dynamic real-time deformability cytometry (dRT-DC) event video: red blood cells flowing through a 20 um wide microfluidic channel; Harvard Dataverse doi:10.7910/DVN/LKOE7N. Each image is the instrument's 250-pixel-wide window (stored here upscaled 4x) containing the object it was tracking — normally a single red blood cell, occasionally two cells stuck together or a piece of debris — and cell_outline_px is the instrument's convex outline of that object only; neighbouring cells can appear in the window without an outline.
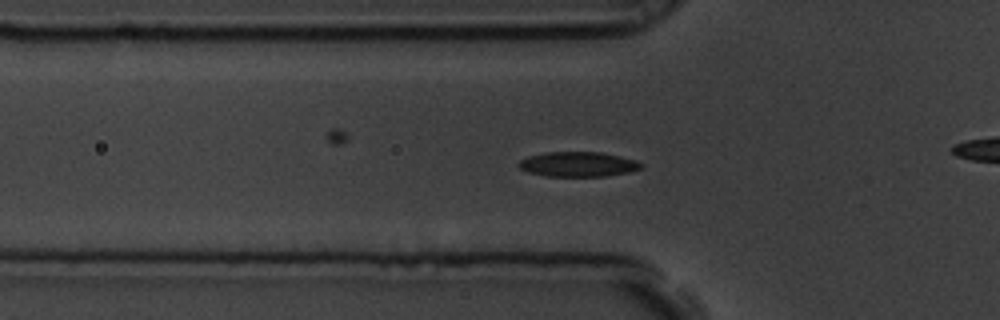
{"species": "common noctule bat (a hibernating species)", "species_latin": "Nyctalus noctula", "temperature_condition": "room temperature", "stored_images_in_passage": 56, "camera_frame_rate_fps": 3000, "um_per_image_px": 0.085, "animal": {"sex": "male", "body_mass_g": 19.5, "forearm_length_mm": 54.6}, "frame": {"image": 1, "passage_image": 16, "time_ms": 5.0, "image_size_px": [1000, 320], "cell_outline_px": [[644, 168], [628, 172], [604, 176], [544, 176], [528, 172], [520, 168], [516, 164], [520, 160], [528, 156], [544, 152], [600, 152], [620, 156], [636, 160], [644, 164]], "centroid_in_image_um": [49.13, 13.96], "position_along_channel_um": 76.7, "area_um2": 17.86}}
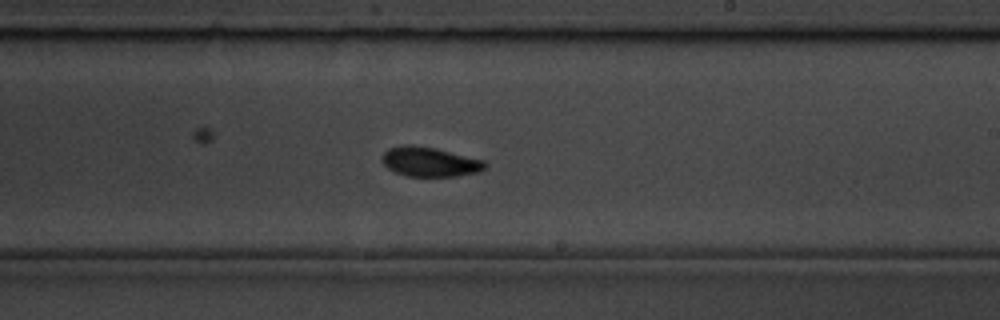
{"frame": {"image": 2, "passage_image": 31, "time_ms": 10.0, "image_size_px": [1000, 320], "cell_outline_px": [[488, 164], [480, 172], [456, 176], [404, 176], [388, 168], [380, 160], [380, 156], [388, 148], [404, 144], [412, 144], [436, 148], [484, 160]], "centroid_in_image_um": [36.5, 13.74], "position_along_channel_um": 252.5, "area_um2": 17.98}}
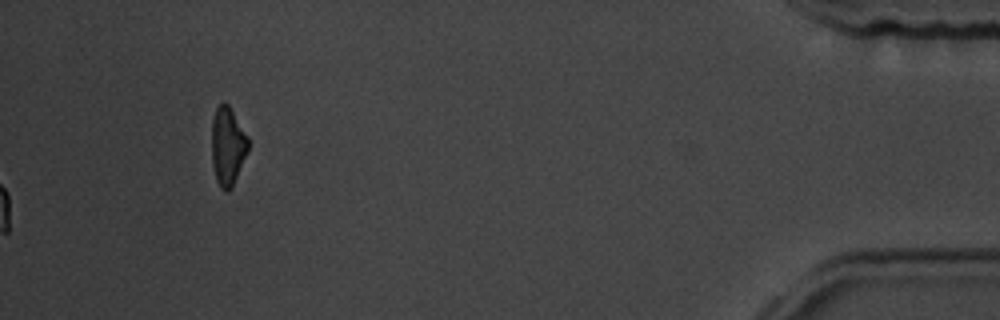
{"frame": {"image": 3, "passage_image": 56, "time_ms": 18.333, "image_size_px": [1000, 320], "cell_outline_px": [[248, 152], [232, 188], [228, 192], [224, 192], [220, 188], [216, 180], [212, 164], [212, 120], [216, 108], [220, 104], [228, 104], [248, 136]], "centroid_in_image_um": [19.35, 12.48], "position_along_channel_um": 415.8, "area_um2": 16.76}, "authors_computed_cell_mechanics": {"area_um2": 17.2533, "velocity_mm_per_s": 3.5164, "shape_relaxation_time_tau1_ms": 2.9672, "shape_relaxation_time_tau2_ms": 1.1211, "deformation_change_tau1": 0.1113, "deformation_change_tau2": 0.0503}}